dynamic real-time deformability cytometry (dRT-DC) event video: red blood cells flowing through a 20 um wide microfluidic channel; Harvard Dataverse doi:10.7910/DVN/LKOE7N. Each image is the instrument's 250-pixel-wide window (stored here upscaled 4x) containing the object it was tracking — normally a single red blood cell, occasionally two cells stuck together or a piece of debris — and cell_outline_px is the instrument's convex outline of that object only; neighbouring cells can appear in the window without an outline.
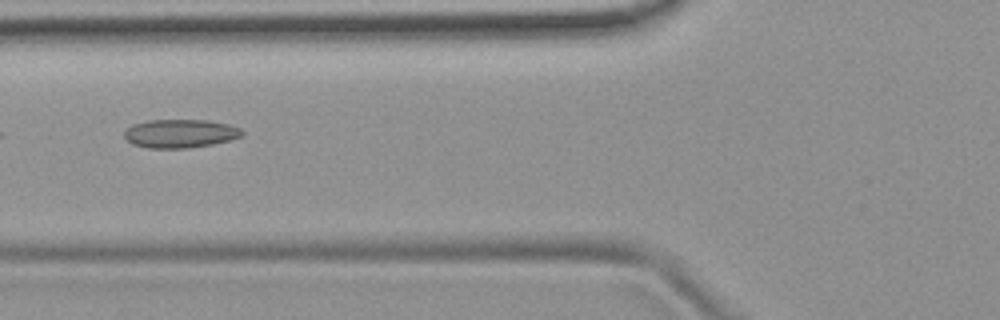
{"species": "common noctule bat (a hibernating species)", "species_latin": "Nyctalus noctula", "temperature_condition": "room temperature", "stored_images_in_passage": 5, "camera_frame_rate_fps": 3000, "um_per_image_px": 0.085, "animal": {"sex": "female", "body_mass_g": 19.9}, "frame": {"image": 1, "passage_image": 2, "time_ms": 0.333, "image_size_px": [1000, 320], "cell_outline_px": [[244, 136], [212, 144], [188, 148], [148, 148], [132, 144], [124, 136], [124, 132], [132, 124], [148, 120], [208, 120], [228, 124], [240, 128], [244, 132]], "centroid_in_image_um": [15.32, 11.35], "position_along_channel_um": 110.5, "area_um2": 19.59}}
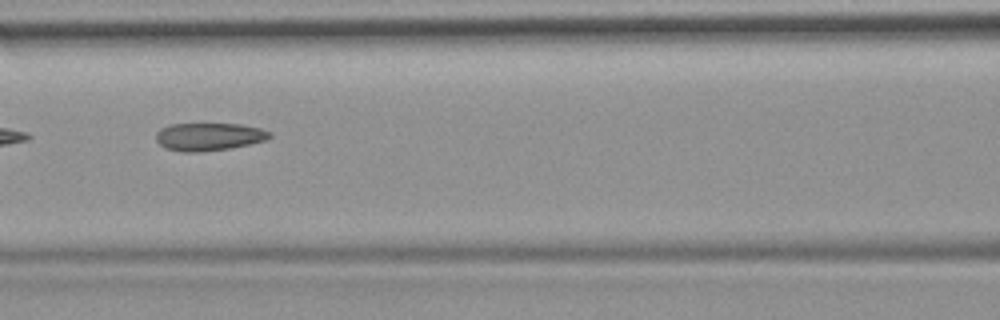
{"frame": {"image": 2, "passage_image": 3, "time_ms": 0.667, "image_size_px": [1000, 320], "cell_outline_px": [[272, 136], [268, 140], [228, 148], [196, 152], [184, 152], [168, 148], [160, 144], [156, 140], [156, 132], [160, 128], [168, 124], [240, 124], [260, 128], [272, 132]], "centroid_in_image_um": [17.77, 11.6], "position_along_channel_um": 148.8, "area_um2": 18.32}}
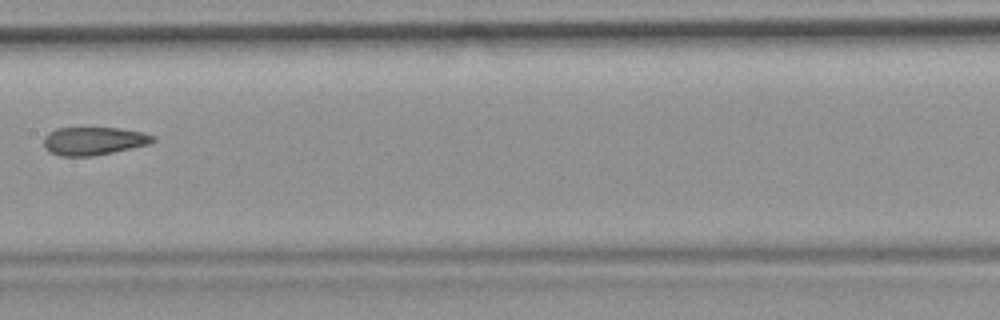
{"frame": {"image": 3, "passage_image": 4, "time_ms": 1.0, "image_size_px": [1000, 320], "cell_outline_px": [[156, 140], [148, 144], [112, 152], [92, 156], [60, 156], [48, 152], [44, 148], [44, 136], [48, 132], [56, 128], [120, 128], [144, 132], [156, 136]], "centroid_in_image_um": [7.94, 11.98], "position_along_channel_um": 199.5, "area_um2": 17.98}}